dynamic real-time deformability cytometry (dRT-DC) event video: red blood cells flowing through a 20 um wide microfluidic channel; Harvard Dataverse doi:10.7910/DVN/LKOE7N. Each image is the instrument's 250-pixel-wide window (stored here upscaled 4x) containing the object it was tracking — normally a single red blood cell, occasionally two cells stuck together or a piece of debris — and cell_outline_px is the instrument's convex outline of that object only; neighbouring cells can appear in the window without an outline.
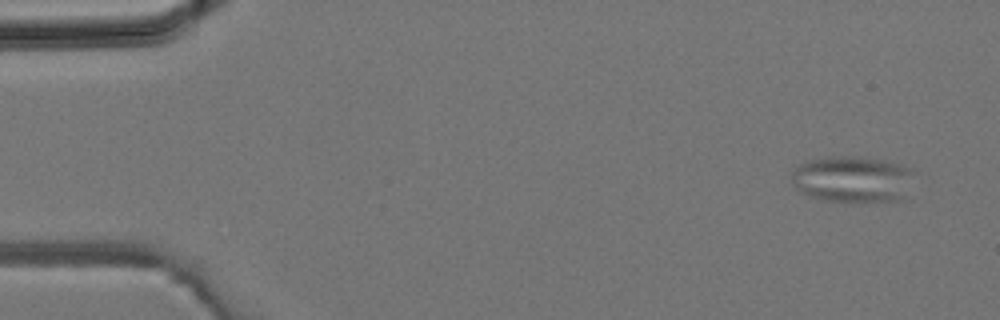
{"species": "common noctule bat (a hibernating species)", "species_latin": "Nyctalus noctula", "temperature_condition": "room temperature", "stored_images_in_passage": 3, "camera_frame_rate_fps": 3000, "um_per_image_px": 0.085, "animal": {"sex": "male", "body_mass_g": 19.2, "forearm_length_mm": 51.8}, "frame": {"image": 1, "passage_image": 1, "time_ms": 0.0, "image_size_px": [1000, 320], "cell_outline_px": [[916, 168], [908, 200], [824, 200], [800, 192], [796, 188], [792, 180], [792, 168], [808, 160], [828, 156], [864, 156], [904, 164]], "centroid_in_image_um": [72.57, 15.19], "position_along_channel_um": 12.4, "area_um2": 33.81}}